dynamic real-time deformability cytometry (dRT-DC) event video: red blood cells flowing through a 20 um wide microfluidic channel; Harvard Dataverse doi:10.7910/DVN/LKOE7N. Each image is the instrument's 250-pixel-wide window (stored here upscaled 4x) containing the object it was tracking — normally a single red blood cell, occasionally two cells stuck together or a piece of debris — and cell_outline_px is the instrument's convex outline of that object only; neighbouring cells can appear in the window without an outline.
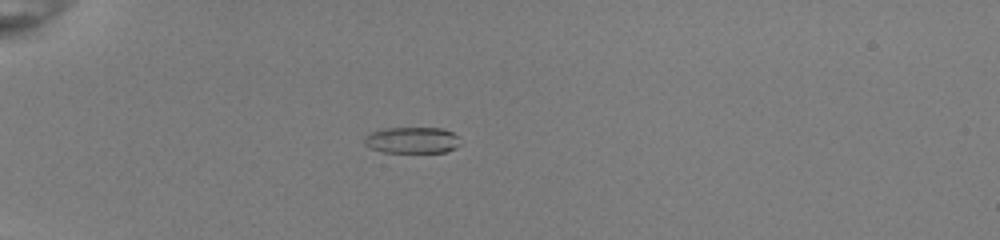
{"species": "common noctule bat (a hibernating species)", "species_latin": "Nyctalus noctula", "temperature_condition": "room temperature", "stored_images_in_passage": 41, "camera_frame_rate_fps": 3000, "um_per_image_px": 0.085, "animal": {"sex": "female", "body_mass_g": 22.0, "forearm_length_mm": 56.7}, "frame": {"image": 1, "passage_image": 5, "time_ms": 1.333, "image_size_px": [1000, 240], "cell_outline_px": [[460, 144], [456, 148], [444, 152], [384, 152], [372, 148], [364, 144], [364, 136], [372, 132], [384, 128], [444, 128], [452, 132], [456, 136]], "centroid_in_image_um": [35.02, 11.91], "position_along_channel_um": 50.0, "area_um2": 14.62}}
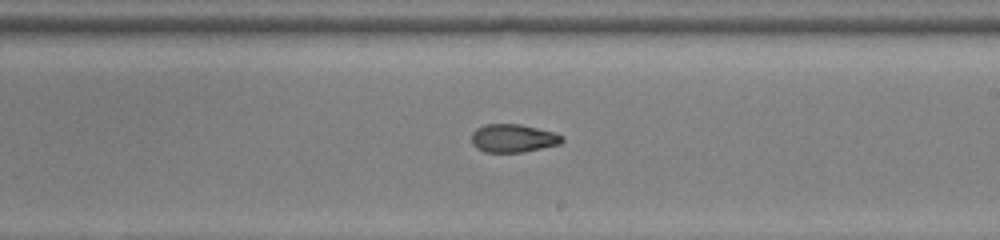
{"frame": {"image": 2, "passage_image": 22, "time_ms": 7.0, "image_size_px": [1000, 240], "cell_outline_px": [[564, 140], [560, 144], [524, 152], [484, 152], [476, 148], [472, 144], [472, 132], [476, 128], [484, 124], [520, 124], [556, 132], [564, 136]], "centroid_in_image_um": [43.63, 11.74], "position_along_channel_um": 245.4, "area_um2": 15.09}}
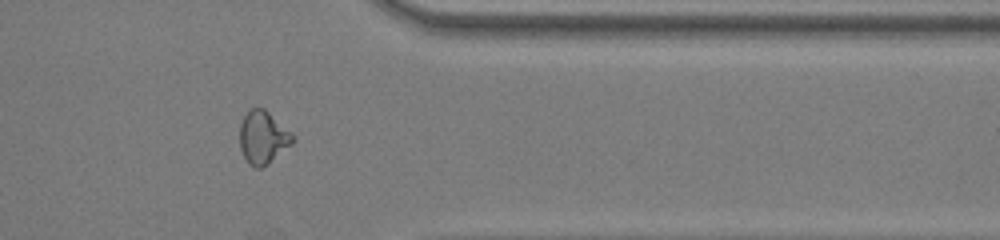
{"frame": {"image": 3, "passage_image": 33, "time_ms": 10.667, "image_size_px": [1000, 240], "cell_outline_px": [[296, 140], [292, 144], [268, 164], [260, 168], [256, 168], [248, 164], [240, 148], [240, 124], [244, 116], [252, 108], [264, 108], [292, 132], [296, 136]], "centroid_in_image_um": [22.38, 11.69], "position_along_channel_um": 389.0, "area_um2": 16.42}, "authors_computed_cell_mechanics": {"area_um2": 15.4904, "velocity_mm_per_s": 4.0298, "shape_relaxation_time_tau1_ms": null, "shape_relaxation_time_tau2_ms": 2.0747, "deformation_change_tau1": null, "deformation_change_tau2": 0.0779}}